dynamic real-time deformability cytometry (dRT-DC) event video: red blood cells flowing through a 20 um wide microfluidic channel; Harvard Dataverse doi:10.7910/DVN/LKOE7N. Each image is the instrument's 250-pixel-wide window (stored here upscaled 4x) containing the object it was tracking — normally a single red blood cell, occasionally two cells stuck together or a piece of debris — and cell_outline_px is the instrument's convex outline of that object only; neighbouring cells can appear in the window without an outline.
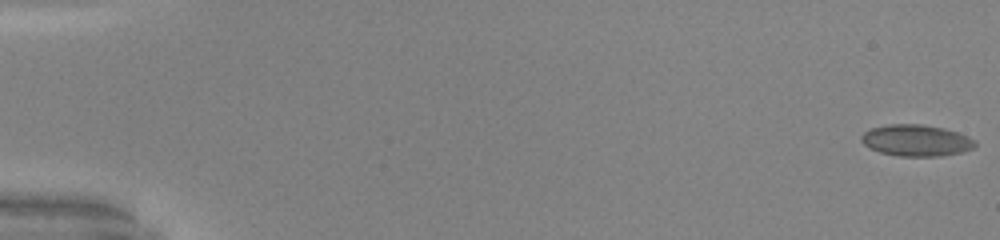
{"species": "common noctule bat (a hibernating species)", "species_latin": "Nyctalus noctula", "temperature_condition": "warm", "stored_images_in_passage": 52, "camera_frame_rate_fps": 3000, "um_per_image_px": 0.085, "animal": {"sex": "male", "body_mass_g": 20.0, "forearm_length_mm": 53.3}, "frame": {"image": 1, "passage_image": 1, "time_ms": 0.0, "image_size_px": [1000, 240], "cell_outline_px": [[976, 144], [972, 148], [960, 152], [940, 156], [900, 156], [880, 152], [864, 144], [860, 140], [860, 136], [864, 132], [872, 128], [888, 124], [920, 124], [944, 128], [968, 136], [976, 140]], "centroid_in_image_um": [77.87, 11.93], "position_along_channel_um": 7.1, "area_um2": 20.69}}
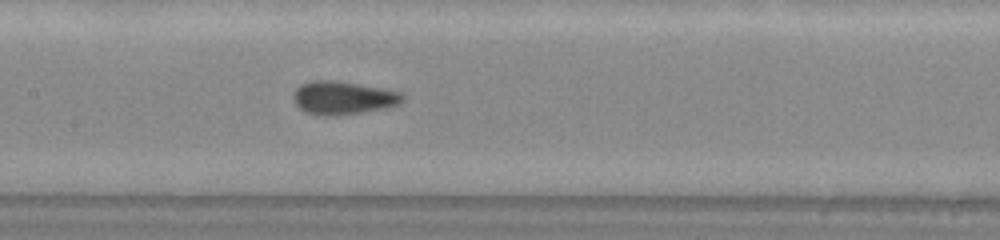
{"frame": {"image": 2, "passage_image": 27, "time_ms": 8.667, "image_size_px": [1000, 240], "cell_outline_px": [[404, 100], [400, 104], [384, 108], [360, 112], [324, 116], [308, 112], [300, 108], [296, 104], [292, 96], [292, 92], [300, 84], [312, 80], [336, 80], [380, 88], [400, 92], [404, 96]], "centroid_in_image_um": [29.13, 8.29], "position_along_channel_um": 178.3, "area_um2": 20.92}}
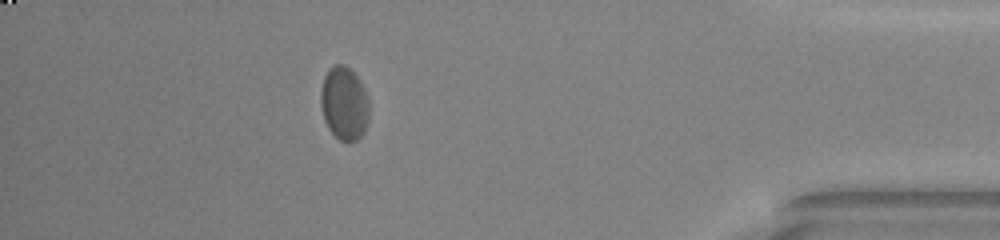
{"frame": {"image": 3, "passage_image": 47, "time_ms": 15.333, "image_size_px": [1000, 240], "cell_outline_px": [[368, 120], [364, 132], [356, 140], [340, 140], [328, 128], [324, 120], [320, 104], [320, 92], [324, 76], [328, 68], [336, 64], [344, 64], [360, 80], [364, 88], [368, 100]], "centroid_in_image_um": [29.23, 8.76], "position_along_channel_um": 406.0, "area_um2": 20.63}, "authors_computed_cell_mechanics": {"area_um2": 20.1433, "velocity_mm_per_s": 4.0395, "shape_relaxation_time_tau1_ms": 9.2394, "shape_relaxation_time_tau2_ms": 0.7953, "deformation_change_tau1": 0.1532, "deformation_change_tau2": 0.043}}